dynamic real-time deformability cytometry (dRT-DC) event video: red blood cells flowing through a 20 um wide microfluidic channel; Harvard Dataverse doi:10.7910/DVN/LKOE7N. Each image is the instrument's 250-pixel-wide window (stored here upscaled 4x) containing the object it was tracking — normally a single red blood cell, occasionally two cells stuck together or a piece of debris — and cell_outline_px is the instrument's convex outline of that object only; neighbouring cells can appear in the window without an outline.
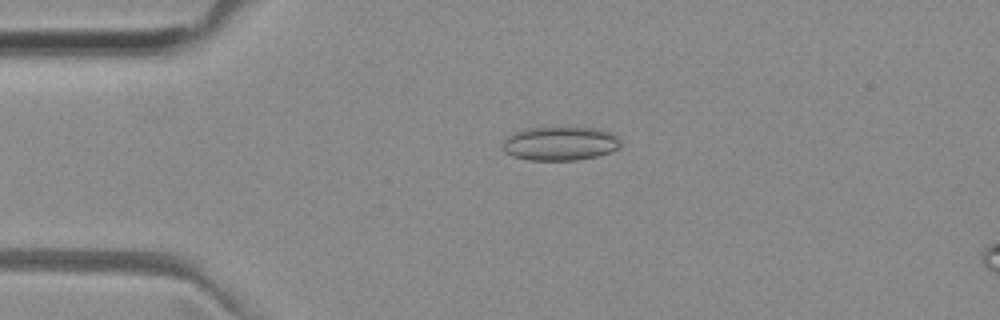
{"species": "common noctule bat (a hibernating species)", "species_latin": "Nyctalus noctula", "temperature_condition": "room temperature", "stored_images_in_passage": 52, "camera_frame_rate_fps": 3000, "um_per_image_px": 0.085, "animal": {"sex": "female", "body_mass_g": 29.2, "forearm_length_mm": 56.3}, "frame": {"image": 1, "passage_image": 12, "time_ms": 3.667, "image_size_px": [1000, 320], "cell_outline_px": [[620, 148], [596, 156], [576, 160], [528, 160], [512, 156], [504, 152], [504, 140], [508, 136], [516, 132], [528, 128], [596, 128], [612, 132], [620, 140]], "centroid_in_image_um": [47.62, 12.21], "position_along_channel_um": 37.4, "area_um2": 23.06}}
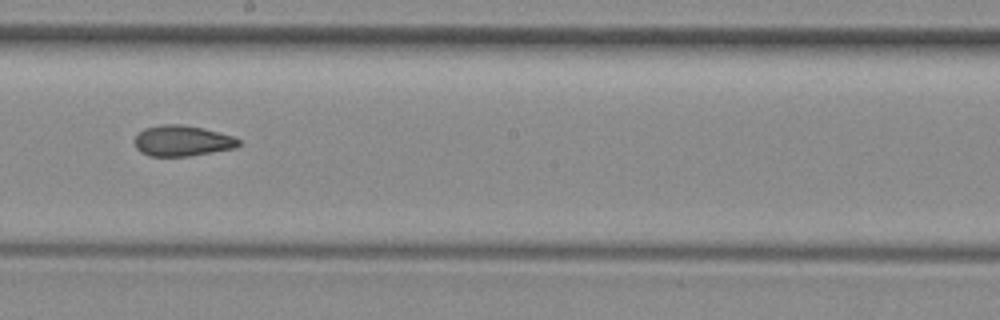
{"frame": {"image": 2, "passage_image": 29, "time_ms": 9.333, "image_size_px": [1000, 320], "cell_outline_px": [[240, 144], [236, 148], [188, 156], [148, 156], [140, 152], [136, 148], [132, 140], [144, 128], [160, 124], [184, 124], [204, 128], [232, 136], [240, 140]], "centroid_in_image_um": [15.45, 11.96], "position_along_channel_um": 232.7, "area_um2": 18.84}}
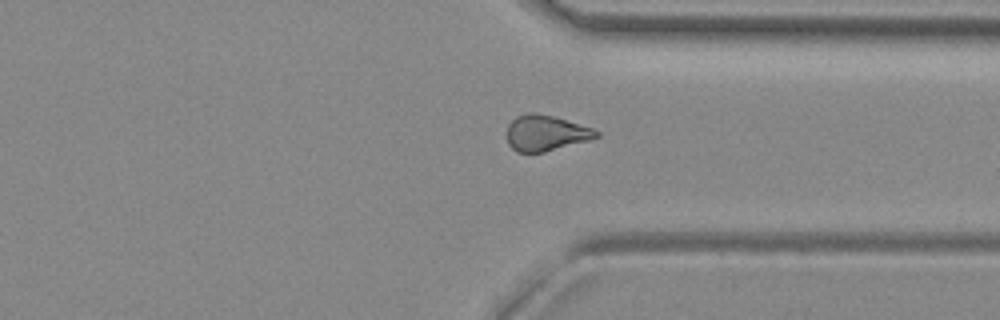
{"frame": {"image": 3, "passage_image": 39, "time_ms": 12.667, "image_size_px": [1000, 320], "cell_outline_px": [[600, 136], [588, 140], [544, 152], [516, 152], [508, 144], [508, 124], [516, 116], [528, 112], [536, 112], [552, 116], [592, 128], [600, 132]], "centroid_in_image_um": [46.37, 11.3], "position_along_channel_um": 365.0, "area_um2": 18.44}, "authors_computed_cell_mechanics": {"area_um2": 19.1896, "velocity_mm_per_s": 3.9907, "shape_relaxation_time_tau1_ms": null, "shape_relaxation_time_tau2_ms": 3.7491, "deformation_change_tau1": null, "deformation_change_tau2": 0.1127}}